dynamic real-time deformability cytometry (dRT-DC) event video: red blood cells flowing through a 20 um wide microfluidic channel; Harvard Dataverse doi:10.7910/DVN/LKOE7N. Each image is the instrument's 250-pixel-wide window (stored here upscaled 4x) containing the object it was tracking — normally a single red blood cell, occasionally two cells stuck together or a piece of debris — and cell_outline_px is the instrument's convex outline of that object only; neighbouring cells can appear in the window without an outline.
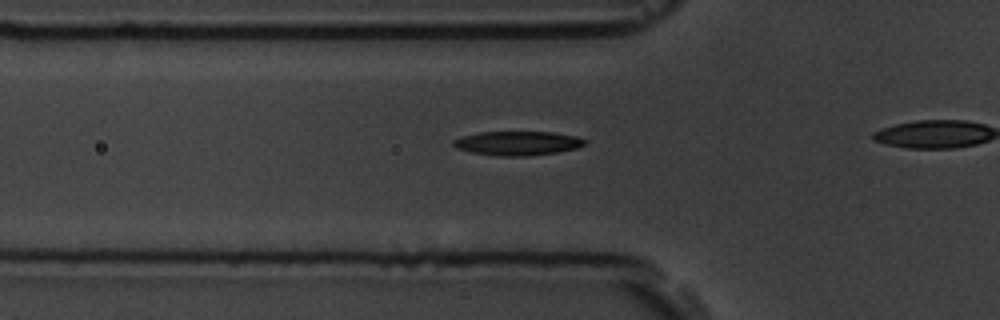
{"species": "common noctule bat (a hibernating species)", "species_latin": "Nyctalus noctula", "temperature_condition": "room temperature", "stored_images_in_passage": 20, "camera_frame_rate_fps": 3000, "um_per_image_px": 0.085, "animal": {"sex": "male", "body_mass_g": 19.5, "forearm_length_mm": 54.6}, "frame": {"image": 1, "passage_image": 15, "time_ms": 4.667, "image_size_px": [1000, 320], "cell_outline_px": [[588, 140], [584, 144], [576, 148], [556, 152], [524, 156], [500, 156], [472, 152], [456, 148], [452, 144], [452, 140], [464, 136], [480, 132], [552, 132], [576, 136]], "centroid_in_image_um": [43.99, 12.17], "position_along_channel_um": 81.8, "area_um2": 18.26}}